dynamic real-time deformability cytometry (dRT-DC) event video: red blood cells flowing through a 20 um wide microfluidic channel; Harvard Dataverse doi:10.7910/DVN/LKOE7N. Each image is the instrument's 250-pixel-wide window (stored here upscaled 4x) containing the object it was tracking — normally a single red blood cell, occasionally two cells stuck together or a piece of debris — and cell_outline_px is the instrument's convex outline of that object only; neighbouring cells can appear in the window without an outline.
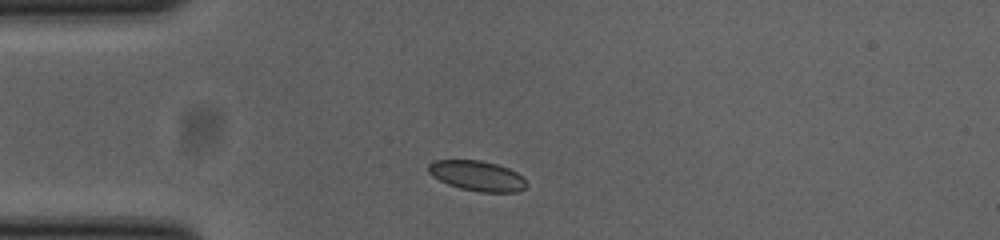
{"species": "common noctule bat (a hibernating species)", "species_latin": "Nyctalus noctula", "temperature_condition": "cold", "stored_images_in_passage": 41, "camera_frame_rate_fps": 3000, "um_per_image_px": 0.085, "animal": {"sex": "female", "body_mass_g": 23.0, "forearm_length_mm": 53.4}, "frame": {"image": 1, "passage_image": 1, "time_ms": 0.0, "image_size_px": [1000, 240], "cell_outline_px": [[528, 184], [524, 188], [516, 192], [480, 192], [460, 188], [448, 184], [432, 176], [428, 172], [428, 164], [432, 160], [480, 160], [496, 164], [508, 168], [524, 176]], "centroid_in_image_um": [40.57, 14.94], "position_along_channel_um": 44.4, "area_um2": 17.34}}
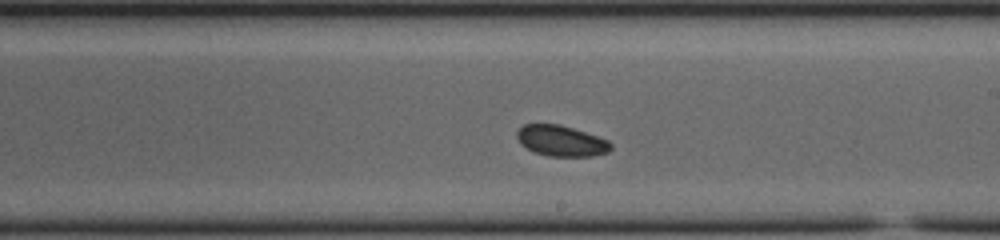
{"frame": {"image": 2, "passage_image": 18, "time_ms": 5.667, "image_size_px": [1000, 240], "cell_outline_px": [[612, 148], [608, 152], [592, 156], [548, 156], [532, 152], [520, 144], [516, 136], [516, 132], [524, 124], [560, 124], [608, 140], [612, 144]], "centroid_in_image_um": [47.67, 11.98], "position_along_channel_um": 241.3, "area_um2": 16.88}}
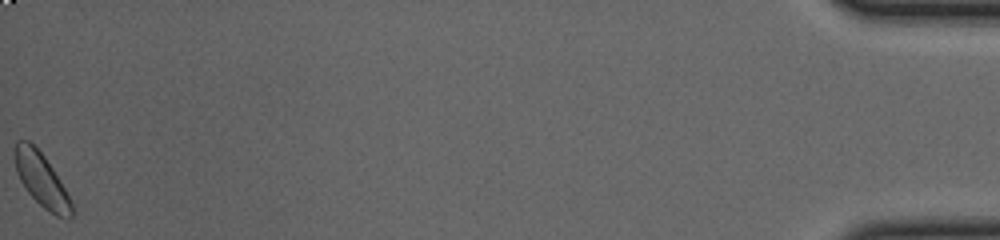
{"frame": {"image": 3, "passage_image": 41, "time_ms": 13.333, "image_size_px": [1000, 240], "cell_outline_px": [[76, 212], [68, 220], [56, 216], [48, 212], [28, 192], [20, 180], [16, 172], [16, 140], [28, 140], [44, 156], [60, 180]], "centroid_in_image_um": [3.57, 15.36], "position_along_channel_um": 431.6, "area_um2": 17.46}, "authors_computed_cell_mechanics": {"area_um2": 17.34, "velocity_mm_per_s": 3.8139, "shape_relaxation_time_tau1_ms": 0.6527, "shape_relaxation_time_tau2_ms": null, "deformation_change_tau1": 0.0381, "deformation_change_tau2": null}}